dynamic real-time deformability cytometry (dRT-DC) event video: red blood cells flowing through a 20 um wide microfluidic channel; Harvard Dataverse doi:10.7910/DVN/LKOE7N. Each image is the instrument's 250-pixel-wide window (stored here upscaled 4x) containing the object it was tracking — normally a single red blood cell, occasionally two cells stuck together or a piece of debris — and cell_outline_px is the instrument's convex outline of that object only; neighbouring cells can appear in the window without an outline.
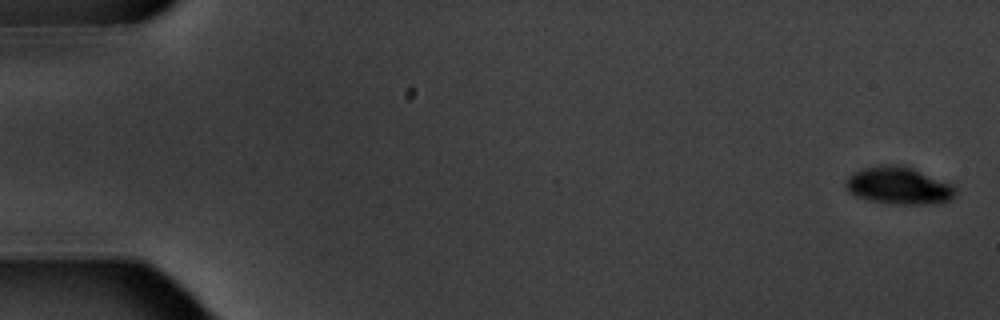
{"species": "common noctule bat (a hibernating species)", "species_latin": "Nyctalus noctula", "temperature_condition": "warm", "stored_images_in_passage": 7, "camera_frame_rate_fps": 3000, "um_per_image_px": 0.085, "animal": {"sex": "male", "body_mass_g": 20.1, "forearm_length_mm": 53.5}, "frame": {"image": 1, "passage_image": 1, "time_ms": 0.0, "image_size_px": [1000, 320], "cell_outline_px": [[956, 192], [948, 200], [940, 204], [896, 204], [868, 200], [856, 196], [848, 192], [844, 184], [848, 176], [864, 168], [888, 164], [904, 164], [952, 184], [956, 188]], "centroid_in_image_um": [76.39, 15.78], "position_along_channel_um": 8.6, "area_um2": 23.99}}
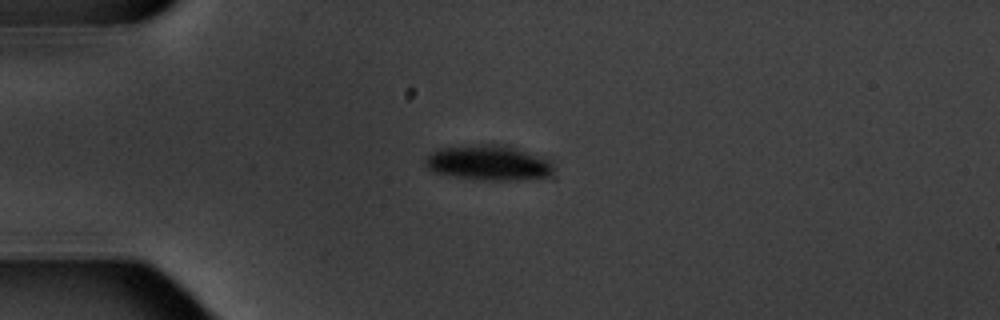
{"frame": {"image": 2, "passage_image": 5, "time_ms": 4.667, "image_size_px": [1000, 320], "cell_outline_px": [[556, 168], [548, 176], [512, 180], [484, 180], [456, 176], [432, 172], [424, 164], [424, 160], [432, 152], [440, 148], [468, 144], [508, 144], [552, 160]], "centroid_in_image_um": [41.56, 13.81], "position_along_channel_um": 43.4, "area_um2": 26.65}}
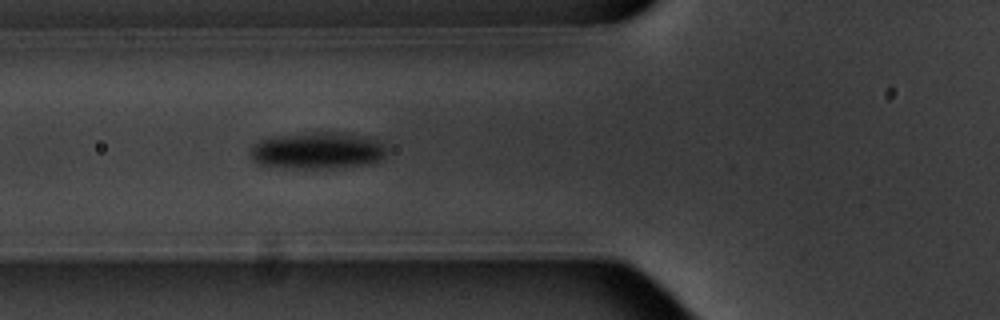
{"frame": {"image": 3, "passage_image": 7, "time_ms": 7.0, "image_size_px": [1000, 320], "cell_outline_px": [[384, 152], [380, 160], [368, 164], [328, 168], [292, 168], [260, 164], [252, 160], [252, 144], [260, 140], [272, 136], [316, 132], [344, 132], [376, 140], [384, 148]], "centroid_in_image_um": [26.93, 12.79], "position_along_channel_um": 98.9, "area_um2": 28.73}}